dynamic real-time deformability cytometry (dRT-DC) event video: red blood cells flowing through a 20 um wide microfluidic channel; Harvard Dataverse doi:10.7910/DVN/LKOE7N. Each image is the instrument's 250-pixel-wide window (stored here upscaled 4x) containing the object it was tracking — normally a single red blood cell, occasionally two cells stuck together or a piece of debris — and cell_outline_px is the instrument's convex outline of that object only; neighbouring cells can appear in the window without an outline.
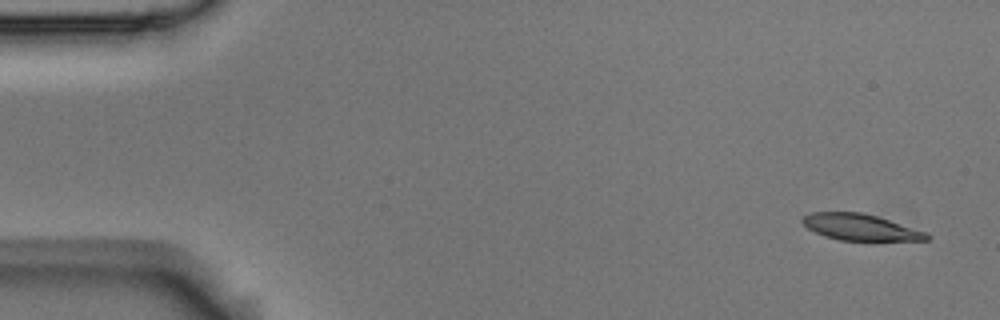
{"species": "Egyptian fruit bat (a non-hibernating species)", "species_latin": "Rousettus aegyptiacus", "temperature_condition": "room temperature", "stored_images_in_passage": 4, "camera_frame_rate_fps": 3000, "um_per_image_px": 0.085, "animal": {"sex": "male"}, "frame": {"image": 1, "passage_image": 1, "time_ms": 0.0, "image_size_px": [1000, 320], "cell_outline_px": [[932, 236], [928, 240], [840, 240], [824, 236], [808, 228], [800, 220], [804, 216], [812, 212], [860, 212], [876, 216], [928, 232]], "centroid_in_image_um": [73.15, 19.31], "position_along_channel_um": 11.9, "area_um2": 18.9}}